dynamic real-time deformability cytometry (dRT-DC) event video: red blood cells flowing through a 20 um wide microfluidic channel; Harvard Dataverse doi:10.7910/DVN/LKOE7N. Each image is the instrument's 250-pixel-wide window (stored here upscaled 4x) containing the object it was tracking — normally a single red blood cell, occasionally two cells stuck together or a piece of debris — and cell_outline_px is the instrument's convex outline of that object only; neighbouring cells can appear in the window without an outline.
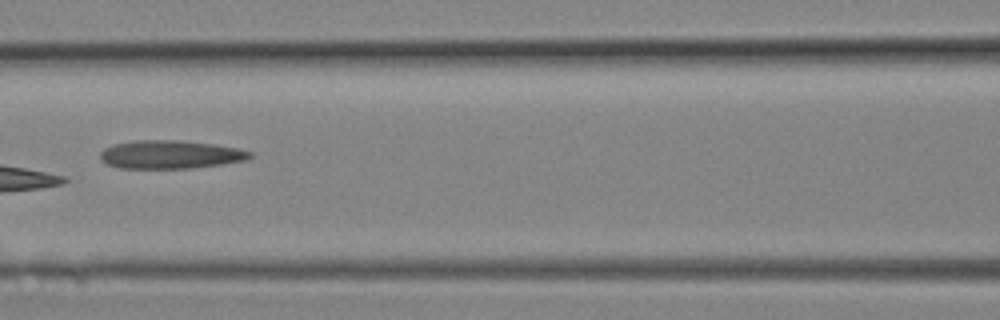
{"species": "Egyptian fruit bat (a non-hibernating species)", "species_latin": "Rousettus aegyptiacus", "temperature_condition": "room temperature", "stored_images_in_passage": 21, "camera_frame_rate_fps": 3000, "um_per_image_px": 0.085, "animal": {"sex": "female"}, "frame": {"image": 1, "passage_image": 10, "time_ms": 3.0, "image_size_px": [1000, 320], "cell_outline_px": [[252, 156], [248, 160], [192, 168], [120, 168], [108, 164], [100, 160], [100, 152], [104, 148], [112, 144], [136, 140], [176, 140], [216, 144], [240, 148], [252, 152]], "centroid_in_image_um": [14.49, 13.13], "position_along_channel_um": 152.1, "area_um2": 24.85}}
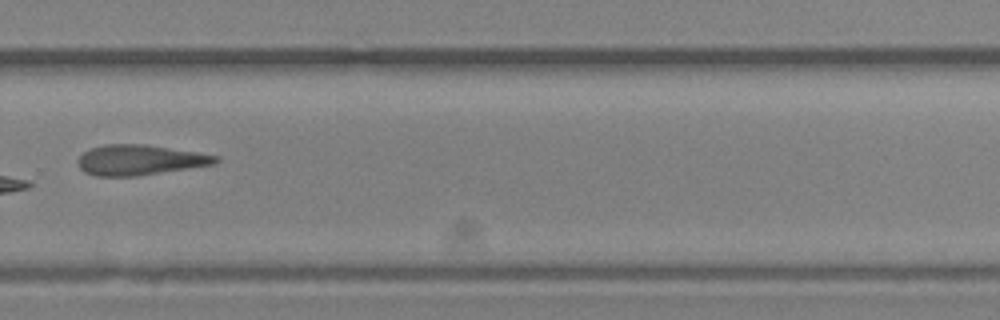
{"frame": {"image": 2, "passage_image": 15, "time_ms": 4.667, "image_size_px": [1000, 320], "cell_outline_px": [[220, 160], [216, 164], [136, 176], [96, 176], [84, 172], [76, 164], [76, 160], [84, 152], [92, 148], [104, 144], [144, 144], [196, 152], [220, 156]], "centroid_in_image_um": [11.87, 13.6], "position_along_channel_um": 317.9, "area_um2": 24.33}}
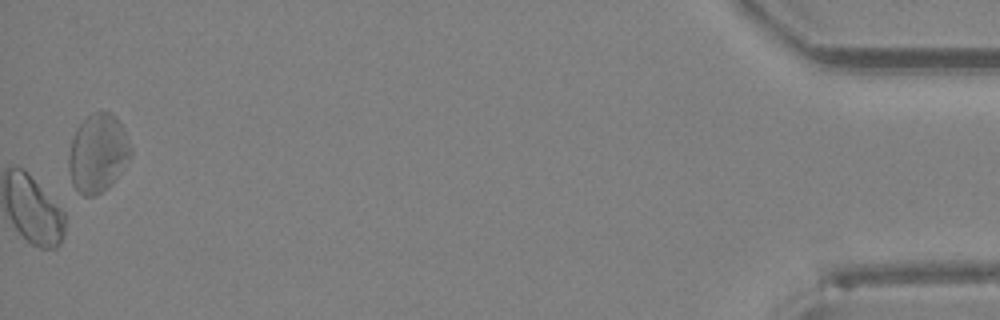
{"frame": {"image": 3, "passage_image": 21, "time_ms": 6.667, "image_size_px": [1000, 320], "cell_outline_px": [[132, 156], [112, 184], [108, 188], [92, 196], [84, 196], [72, 184], [68, 168], [68, 152], [72, 136], [76, 128], [92, 112], [112, 112], [124, 128], [132, 148]], "centroid_in_image_um": [8.32, 13.01], "position_along_channel_um": 426.9, "area_um2": 28.61}}